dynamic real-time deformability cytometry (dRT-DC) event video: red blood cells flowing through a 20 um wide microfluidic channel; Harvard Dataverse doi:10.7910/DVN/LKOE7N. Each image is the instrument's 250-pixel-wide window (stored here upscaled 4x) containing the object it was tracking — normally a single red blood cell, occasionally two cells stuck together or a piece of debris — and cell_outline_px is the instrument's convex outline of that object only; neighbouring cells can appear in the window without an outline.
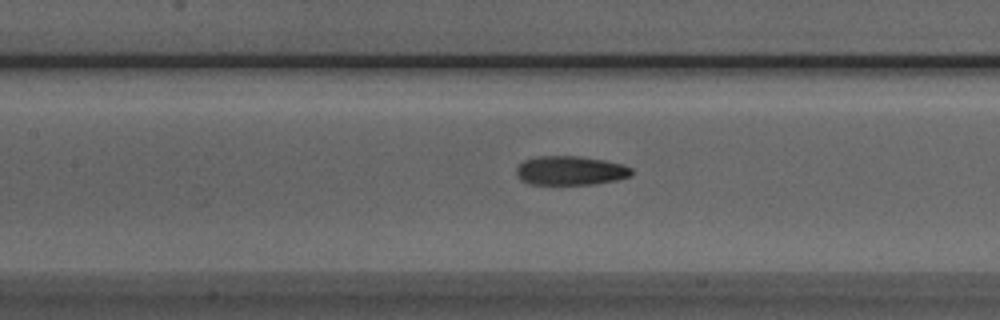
{"species": "Egyptian fruit bat (a non-hibernating species)", "species_latin": "Rousettus aegyptiacus", "temperature_condition": "room temperature", "stored_images_in_passage": 44, "camera_frame_rate_fps": 3000, "um_per_image_px": 0.085, "animal": {"sex": "male"}, "frame": {"image": 1, "passage_image": 17, "time_ms": 5.333, "image_size_px": [1000, 320], "cell_outline_px": [[632, 176], [616, 180], [592, 184], [528, 184], [520, 180], [516, 172], [516, 168], [524, 160], [540, 156], [580, 156], [604, 160], [624, 164], [632, 168]], "centroid_in_image_um": [48.5, 14.5], "position_along_channel_um": 158.9, "area_um2": 19.59}}
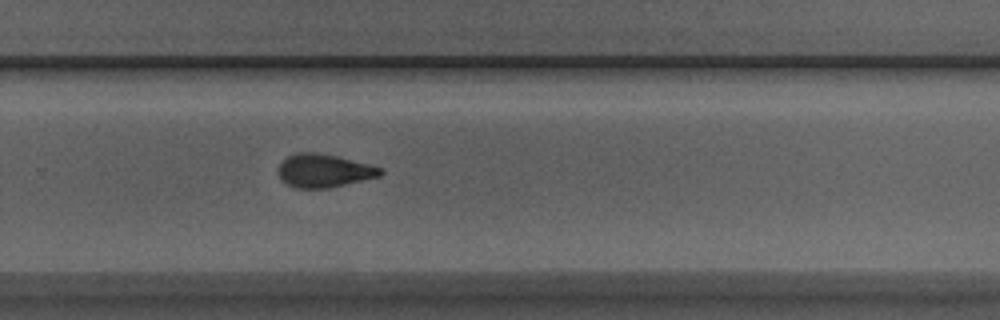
{"frame": {"image": 2, "passage_image": 28, "time_ms": 9.0, "image_size_px": [1000, 320], "cell_outline_px": [[384, 172], [380, 176], [328, 188], [296, 188], [288, 184], [280, 176], [280, 164], [288, 156], [296, 152], [312, 152], [336, 156], [380, 168]], "centroid_in_image_um": [27.53, 14.51], "position_along_channel_um": 302.3, "area_um2": 19.19}}
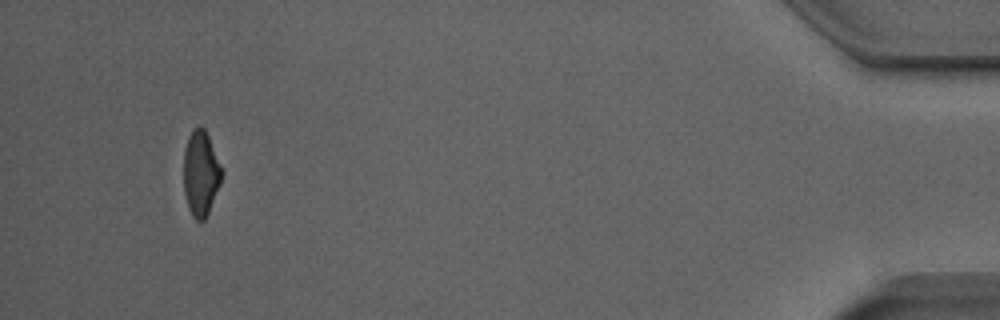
{"frame": {"image": 3, "passage_image": 43, "time_ms": 14.0, "image_size_px": [1000, 320], "cell_outline_px": [[220, 184], [208, 212], [204, 220], [196, 220], [192, 216], [188, 208], [184, 192], [184, 148], [188, 136], [192, 128], [200, 124], [204, 128], [208, 136], [220, 168]], "centroid_in_image_um": [17.01, 14.71], "position_along_channel_um": 418.2, "area_um2": 18.5}}